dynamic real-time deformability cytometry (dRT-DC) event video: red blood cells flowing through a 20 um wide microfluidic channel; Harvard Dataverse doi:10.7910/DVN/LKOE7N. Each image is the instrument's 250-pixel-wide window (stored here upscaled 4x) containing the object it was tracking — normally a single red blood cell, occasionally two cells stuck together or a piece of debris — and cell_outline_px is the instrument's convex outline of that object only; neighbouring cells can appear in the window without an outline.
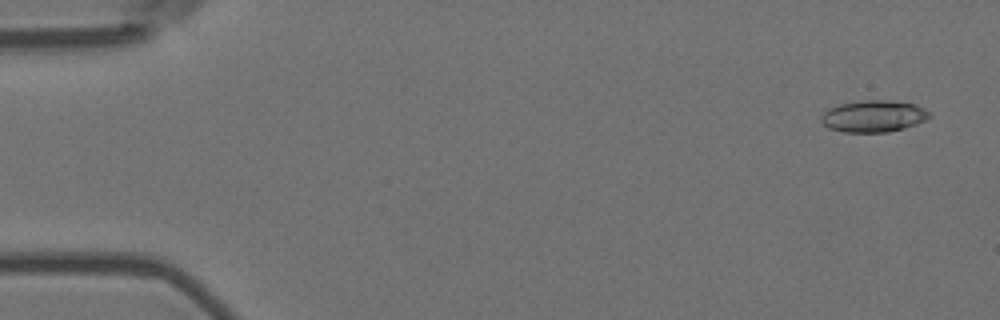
{"species": "Egyptian fruit bat (a non-hibernating species)", "species_latin": "Rousettus aegyptiacus", "temperature_condition": "room temperature", "stored_images_in_passage": 5, "camera_frame_rate_fps": 3000, "um_per_image_px": 0.085, "animal": {"sex": "female"}, "frame": {"image": 1, "passage_image": 1, "time_ms": 0.0, "image_size_px": [1000, 320], "cell_outline_px": [[932, 116], [916, 124], [904, 128], [888, 132], [844, 132], [828, 128], [820, 120], [820, 116], [828, 108], [836, 104], [864, 100], [880, 100], [916, 104], [932, 112]], "centroid_in_image_um": [74.24, 9.87], "position_along_channel_um": 10.8, "area_um2": 20.17}}
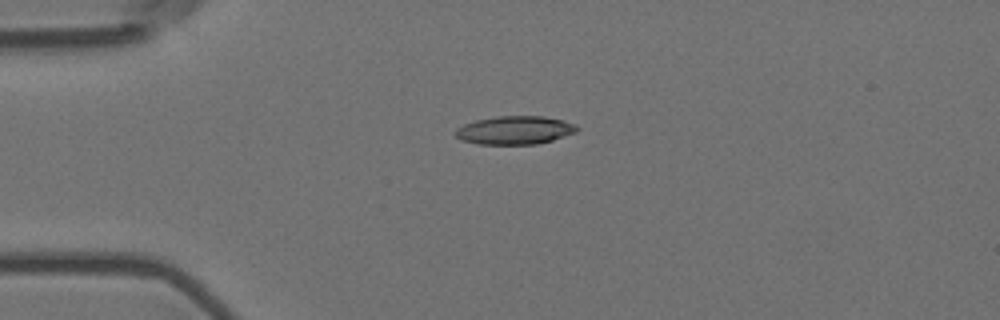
{"frame": {"image": 2, "passage_image": 4, "time_ms": 1.0, "image_size_px": [1000, 320], "cell_outline_px": [[580, 128], [576, 132], [552, 140], [536, 144], [476, 144], [460, 140], [456, 136], [456, 128], [464, 124], [476, 120], [496, 116], [544, 116], [564, 120], [576, 124]], "centroid_in_image_um": [43.77, 11.06], "position_along_channel_um": 41.2, "area_um2": 20.17}}